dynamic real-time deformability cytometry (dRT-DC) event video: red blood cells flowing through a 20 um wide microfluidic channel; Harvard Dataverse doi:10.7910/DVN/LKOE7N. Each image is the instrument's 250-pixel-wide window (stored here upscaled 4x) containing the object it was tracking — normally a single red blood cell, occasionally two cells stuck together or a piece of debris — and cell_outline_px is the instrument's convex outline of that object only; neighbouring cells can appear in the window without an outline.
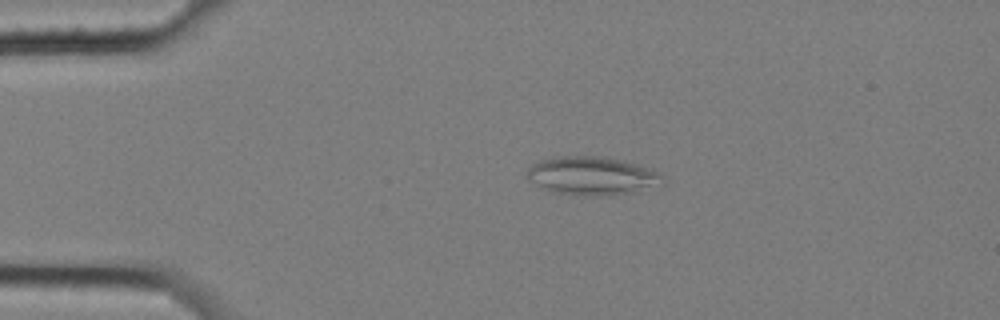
{"species": "common noctule bat (a hibernating species)", "species_latin": "Nyctalus noctula", "temperature_condition": "cold", "stored_images_in_passage": 8, "camera_frame_rate_fps": 3000, "um_per_image_px": 0.085, "animal": {"sex": "female", "body_mass_g": 25.1}, "frame": {"image": 1, "passage_image": 3, "time_ms": 0.667, "image_size_px": [1000, 320], "cell_outline_px": [[664, 184], [640, 192], [612, 196], [576, 196], [552, 192], [524, 176], [528, 168], [532, 164], [540, 160], [556, 156], [596, 156], [620, 160], [648, 168], [664, 176]], "centroid_in_image_um": [50.35, 14.98], "position_along_channel_um": 34.7, "area_um2": 30.75}}
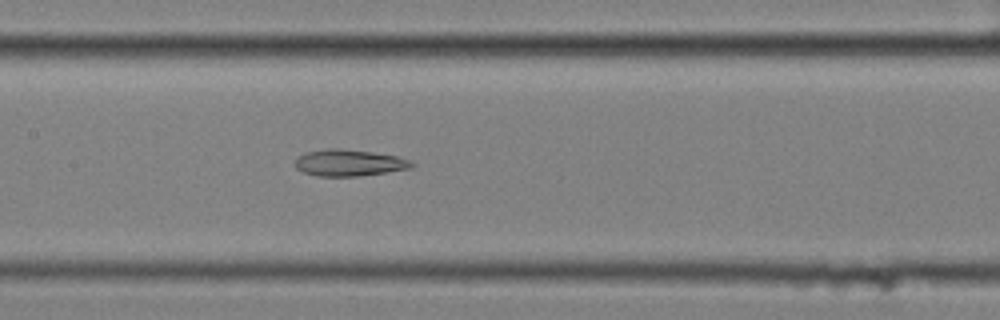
{"frame": {"image": 2, "passage_image": 8, "time_ms": 2.333, "image_size_px": [1000, 320], "cell_outline_px": [[416, 164], [412, 168], [360, 176], [316, 176], [304, 172], [296, 168], [296, 156], [304, 152], [328, 148], [340, 148], [372, 152], [396, 156], [408, 160]], "centroid_in_image_um": [29.65, 13.83], "position_along_channel_um": 177.8, "area_um2": 18.09}}